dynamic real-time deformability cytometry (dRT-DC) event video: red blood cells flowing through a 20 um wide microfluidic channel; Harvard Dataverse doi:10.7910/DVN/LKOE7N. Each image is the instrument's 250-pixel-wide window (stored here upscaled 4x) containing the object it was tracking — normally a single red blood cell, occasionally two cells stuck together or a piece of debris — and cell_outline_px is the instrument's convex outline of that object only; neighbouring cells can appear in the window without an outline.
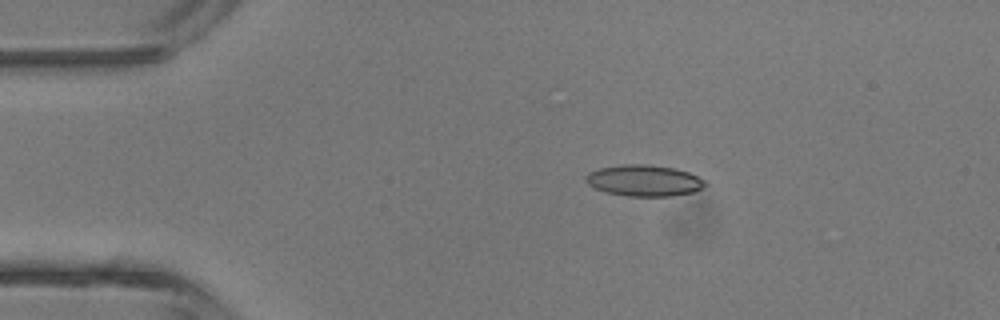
{"species": "common noctule bat (a hibernating species)", "species_latin": "Nyctalus noctula", "temperature_condition": "room temperature", "stored_images_in_passage": 3, "camera_frame_rate_fps": 3000, "um_per_image_px": 0.085, "animal": {"sex": "male", "body_mass_g": 13.3}, "frame": {"image": 1, "passage_image": 2, "time_ms": 1.0, "image_size_px": [1000, 320], "cell_outline_px": [[708, 184], [692, 192], [672, 196], [628, 196], [608, 192], [596, 188], [588, 184], [584, 180], [584, 176], [588, 172], [600, 168], [620, 164], [648, 164], [676, 168], [688, 172], [704, 180]], "centroid_in_image_um": [54.72, 15.33], "position_along_channel_um": 30.3, "area_um2": 21.73}}